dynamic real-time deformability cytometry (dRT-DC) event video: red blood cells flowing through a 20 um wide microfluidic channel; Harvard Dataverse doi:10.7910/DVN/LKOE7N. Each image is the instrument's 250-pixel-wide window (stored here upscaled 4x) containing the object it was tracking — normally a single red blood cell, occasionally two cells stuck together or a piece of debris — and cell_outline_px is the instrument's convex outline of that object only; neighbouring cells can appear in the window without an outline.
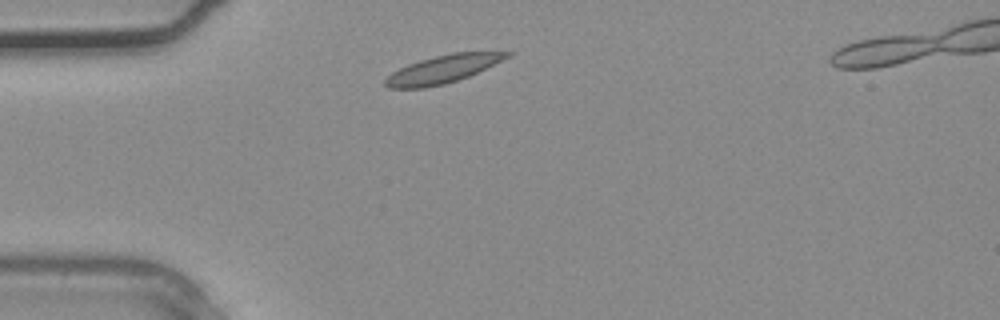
{"species": "common noctule bat (a hibernating species)", "species_latin": "Nyctalus noctula", "temperature_condition": "warm", "stored_images_in_passage": 2, "camera_frame_rate_fps": 3000, "um_per_image_px": 0.085, "animal": {"sex": "male", "body_mass_g": 20.4}, "frame": {"image": 1, "passage_image": 1, "time_ms": 0.0, "image_size_px": [1000, 320], "cell_outline_px": [[512, 56], [468, 76], [444, 84], [424, 88], [388, 88], [384, 84], [384, 80], [392, 72], [408, 64], [420, 60], [452, 52], [512, 52]], "centroid_in_image_um": [37.62, 5.88], "position_along_channel_um": 47.4, "area_um2": 19.54}}